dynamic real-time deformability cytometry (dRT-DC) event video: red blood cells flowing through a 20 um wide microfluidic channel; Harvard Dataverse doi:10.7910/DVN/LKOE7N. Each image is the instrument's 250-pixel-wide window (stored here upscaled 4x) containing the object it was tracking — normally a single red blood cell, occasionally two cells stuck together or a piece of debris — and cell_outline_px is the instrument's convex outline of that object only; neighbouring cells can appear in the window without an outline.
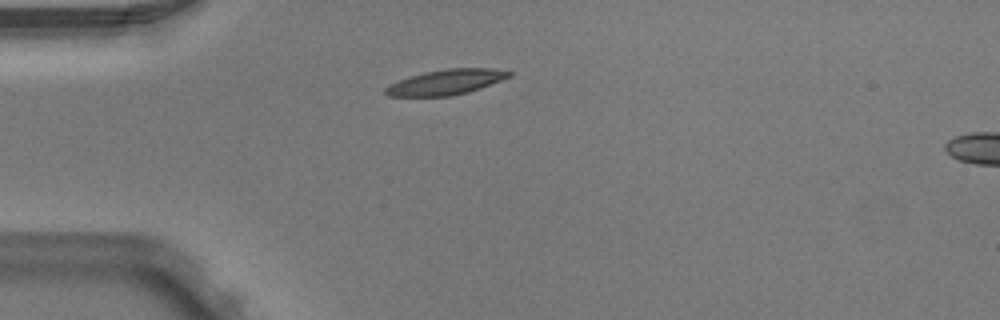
{"species": "Egyptian fruit bat (a non-hibernating species)", "species_latin": "Rousettus aegyptiacus", "temperature_condition": "warm", "stored_images_in_passage": 3, "segment_of_instrument_passage": [1, 2], "camera_frame_rate_fps": 3000, "um_per_image_px": 0.085, "animal": {"sex": "male"}, "frame": {"image": 1, "passage_image": 2, "time_ms": 0.333, "image_size_px": [1000, 320], "cell_outline_px": [[512, 76], [480, 88], [468, 92], [448, 96], [388, 96], [384, 92], [384, 88], [388, 84], [424, 72], [448, 68], [492, 68], [512, 72]], "centroid_in_image_um": [37.91, 6.98], "position_along_channel_um": 47.1, "area_um2": 18.03}}